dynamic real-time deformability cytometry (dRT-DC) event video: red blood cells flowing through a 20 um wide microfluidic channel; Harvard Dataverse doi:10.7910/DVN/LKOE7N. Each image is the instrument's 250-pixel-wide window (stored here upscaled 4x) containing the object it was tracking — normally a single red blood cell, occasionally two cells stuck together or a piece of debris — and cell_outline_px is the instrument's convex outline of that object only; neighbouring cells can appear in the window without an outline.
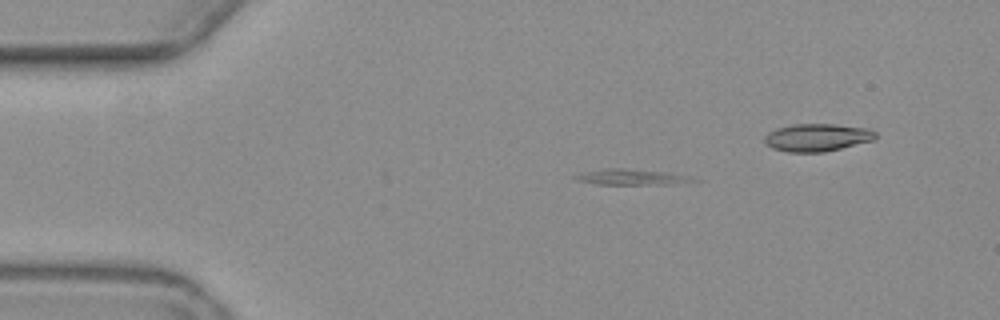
{"species": "common noctule bat (a hibernating species)", "species_latin": "Nyctalus noctula", "temperature_condition": "warm", "stored_images_in_passage": 7, "segment_of_instrument_passage": [1, 2], "camera_frame_rate_fps": 3000, "um_per_image_px": 0.085, "animal": {"sex": "female", "body_mass_g": 19.3, "forearm_length_mm": 54.1}, "frame": {"image": 1, "passage_image": 3, "time_ms": 3.0, "image_size_px": [1000, 320], "cell_outline_px": [[696, 180], [668, 184], [596, 184], [576, 180], [572, 176], [584, 172], [608, 168], [624, 168], [668, 172], [688, 176]], "centroid_in_image_um": [53.59, 15.04], "position_along_channel_um": 31.4, "area_um2": 10.52}}